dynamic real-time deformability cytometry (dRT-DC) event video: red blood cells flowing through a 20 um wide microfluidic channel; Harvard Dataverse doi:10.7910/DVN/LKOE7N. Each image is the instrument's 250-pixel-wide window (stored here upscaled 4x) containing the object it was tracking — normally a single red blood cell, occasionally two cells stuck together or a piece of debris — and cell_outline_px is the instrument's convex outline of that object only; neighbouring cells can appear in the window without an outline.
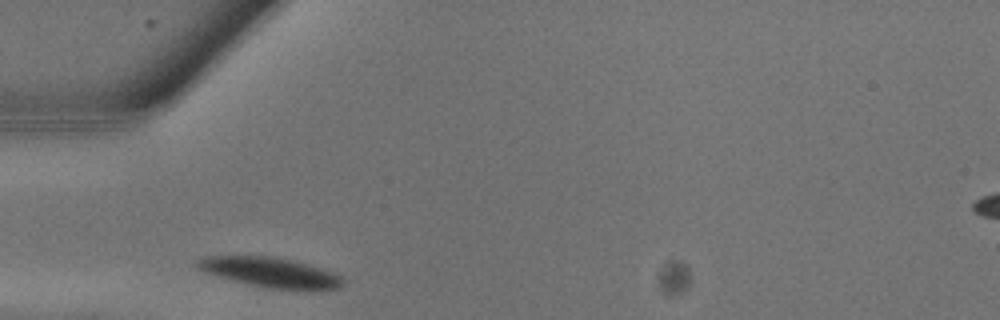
{"species": "common noctule bat (a hibernating species)", "species_latin": "Nyctalus noctula", "temperature_condition": "warm", "stored_images_in_passage": 3, "camera_frame_rate_fps": 3000, "um_per_image_px": 0.085, "animal": {"sex": "male", "body_mass_g": 13.3}, "frame": {"image": 1, "passage_image": 1, "time_ms": 0.0, "image_size_px": [1000, 320], "cell_outline_px": [[344, 284], [340, 288], [272, 288], [248, 284], [232, 280], [204, 272], [196, 268], [196, 260], [208, 256], [272, 256], [292, 260], [308, 264], [336, 272], [344, 280]], "centroid_in_image_um": [22.95, 23.12], "position_along_channel_um": 62.0, "area_um2": 24.91}}